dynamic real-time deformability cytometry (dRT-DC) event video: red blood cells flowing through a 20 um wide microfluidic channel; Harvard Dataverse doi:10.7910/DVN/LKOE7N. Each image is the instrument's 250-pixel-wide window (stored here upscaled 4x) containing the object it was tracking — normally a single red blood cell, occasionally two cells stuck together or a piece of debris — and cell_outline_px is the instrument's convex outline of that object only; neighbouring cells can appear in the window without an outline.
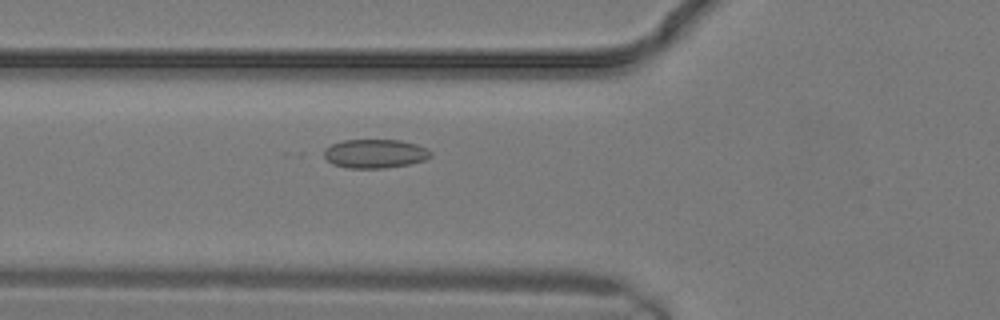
{"species": "common noctule bat (a hibernating species)", "species_latin": "Nyctalus noctula", "temperature_condition": "warm", "stored_images_in_passage": 9, "camera_frame_rate_fps": 3000, "um_per_image_px": 0.085, "animal": {"sex": "male", "body_mass_g": 19.2, "forearm_length_mm": 51.8}, "frame": {"image": 1, "passage_image": 4, "time_ms": 1.0, "image_size_px": [1000, 320], "cell_outline_px": [[432, 156], [424, 160], [408, 164], [384, 168], [348, 168], [332, 164], [324, 156], [324, 148], [332, 144], [344, 140], [400, 140], [416, 144], [428, 148], [432, 152]], "centroid_in_image_um": [31.88, 13.06], "position_along_channel_um": 93.9, "area_um2": 17.98}}
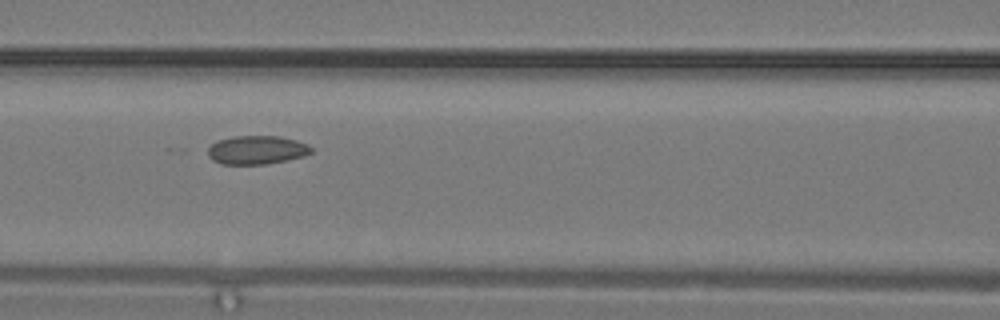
{"frame": {"image": 2, "passage_image": 6, "time_ms": 1.667, "image_size_px": [1000, 320], "cell_outline_px": [[312, 152], [304, 156], [268, 164], [220, 164], [212, 160], [208, 156], [208, 148], [216, 140], [232, 136], [280, 136], [296, 140], [308, 144], [312, 148]], "centroid_in_image_um": [21.81, 12.74], "position_along_channel_um": 144.8, "area_um2": 17.4}}
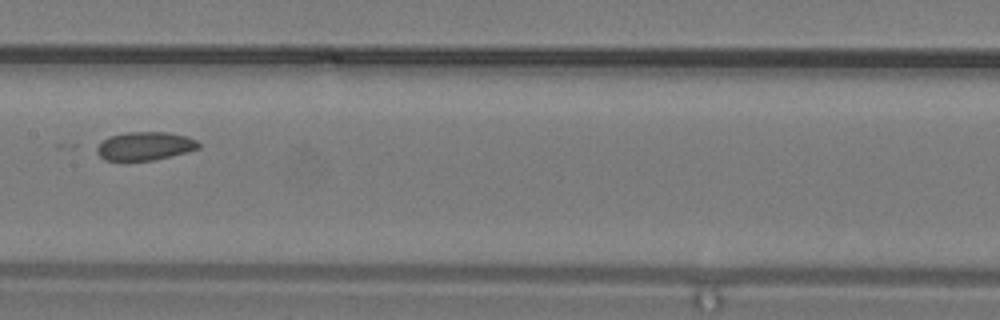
{"frame": {"image": 3, "passage_image": 8, "time_ms": 2.333, "image_size_px": [1000, 320], "cell_outline_px": [[200, 148], [188, 152], [152, 160], [104, 160], [96, 152], [96, 148], [108, 136], [124, 132], [164, 132], [188, 136], [196, 140], [200, 144]], "centroid_in_image_um": [12.33, 12.4], "position_along_channel_um": 195.1, "area_um2": 16.82}}